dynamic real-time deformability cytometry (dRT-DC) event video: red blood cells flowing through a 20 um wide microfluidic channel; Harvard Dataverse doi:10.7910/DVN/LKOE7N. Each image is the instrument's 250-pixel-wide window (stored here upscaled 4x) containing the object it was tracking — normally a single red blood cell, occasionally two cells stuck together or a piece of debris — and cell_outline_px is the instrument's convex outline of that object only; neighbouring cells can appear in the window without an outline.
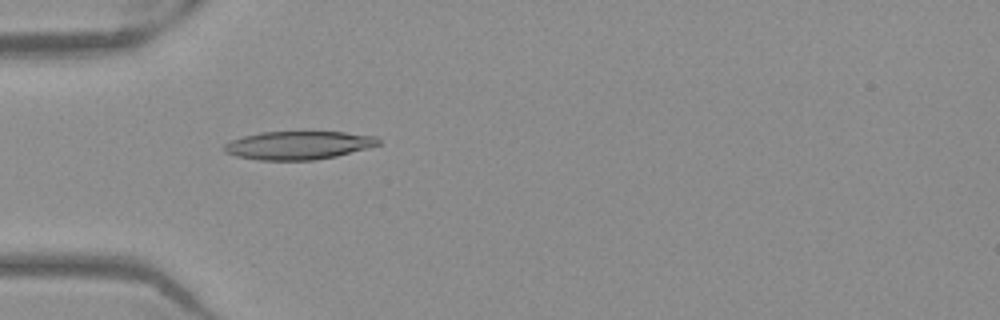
{"species": "Egyptian fruit bat (a non-hibernating species)", "species_latin": "Rousettus aegyptiacus", "temperature_condition": "warm", "stored_images_in_passage": 38, "camera_frame_rate_fps": 3000, "um_per_image_px": 0.085, "frame": {"image": 1, "passage_image": 2, "time_ms": 0.333, "image_size_px": [1000, 320], "cell_outline_px": [[380, 144], [368, 148], [336, 156], [316, 160], [260, 160], [236, 156], [224, 152], [224, 144], [232, 140], [244, 136], [260, 132], [344, 132], [380, 136]], "centroid_in_image_um": [25.4, 12.34], "position_along_channel_um": 59.6, "area_um2": 25.49}}
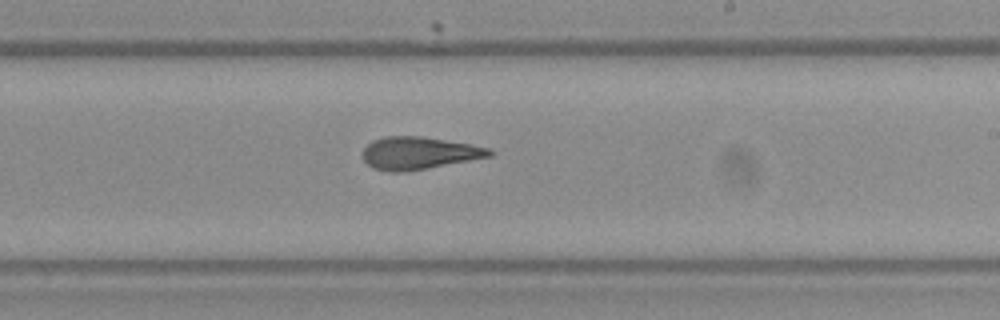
{"frame": {"image": 2, "passage_image": 17, "time_ms": 5.333, "image_size_px": [1000, 320], "cell_outline_px": [[496, 152], [492, 156], [428, 168], [404, 172], [388, 172], [372, 168], [360, 156], [364, 148], [372, 140], [388, 136], [420, 136], [472, 144], [492, 148]], "centroid_in_image_um": [35.62, 13.01], "position_along_channel_um": 253.4, "area_um2": 24.28}}
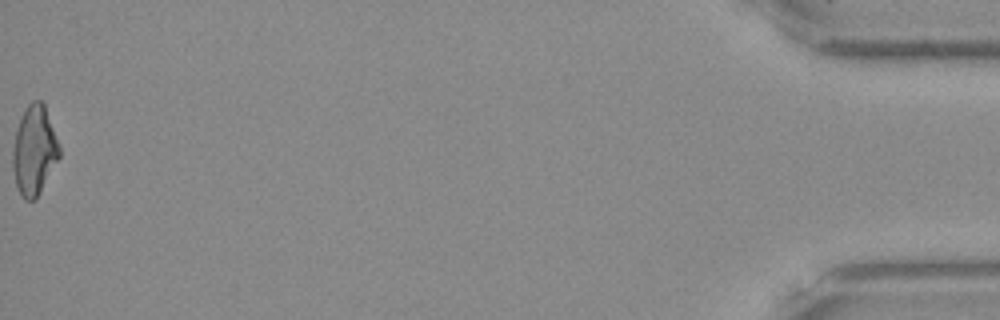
{"frame": {"image": 3, "passage_image": 38, "time_ms": 12.333, "image_size_px": [1000, 320], "cell_outline_px": [[60, 156], [36, 200], [24, 200], [20, 196], [16, 188], [12, 168], [12, 152], [16, 132], [20, 116], [24, 108], [32, 100], [40, 100], [44, 104], [60, 148]], "centroid_in_image_um": [2.88, 12.82], "position_along_channel_um": 432.3, "area_um2": 24.39}, "authors_computed_cell_mechanics": {"area_um2": 24.2471, "velocity_mm_per_s": 3.9491, "shape_relaxation_time_tau1_ms": 8.7172, "shape_relaxation_time_tau2_ms": 2.6276, "deformation_change_tau1": 0.2494, "deformation_change_tau2": 0.1226}}